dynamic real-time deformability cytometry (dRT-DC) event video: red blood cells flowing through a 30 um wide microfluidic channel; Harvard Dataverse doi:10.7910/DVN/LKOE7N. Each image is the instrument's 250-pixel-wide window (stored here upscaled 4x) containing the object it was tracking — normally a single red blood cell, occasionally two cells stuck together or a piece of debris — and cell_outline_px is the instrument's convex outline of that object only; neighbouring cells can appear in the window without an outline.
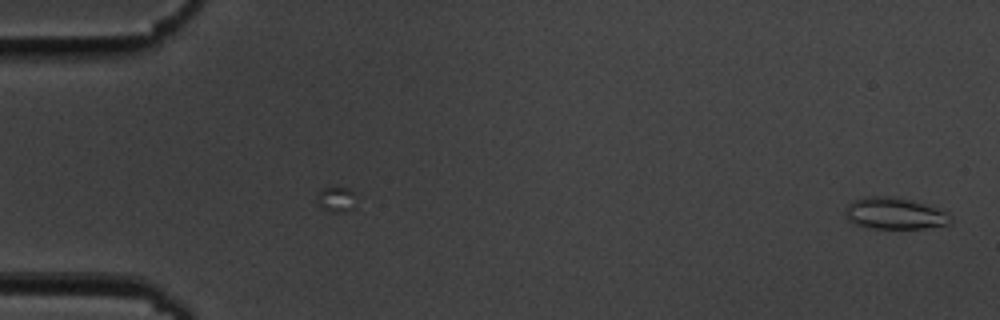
{"species": "common noctule bat (a hibernating species)", "species_latin": "Nyctalus noctula", "temperature_condition": "cold", "stored_images_in_passage": 51, "camera_frame_rate_fps": 3000, "um_per_image_px": 0.085, "animal": {"sex": "male", "body_mass_g": 19.5, "forearm_length_mm": 54.6}, "frame": {"image": 1, "passage_image": 1, "time_ms": 0.0, "image_size_px": [1000, 320], "cell_outline_px": [[952, 220], [948, 224], [924, 228], [864, 228], [848, 220], [844, 212], [848, 204], [852, 200], [864, 196], [896, 196], [912, 200], [948, 212], [952, 216]], "centroid_in_image_um": [76.01, 18.13], "position_along_channel_um": 9.0, "area_um2": 19.59}}
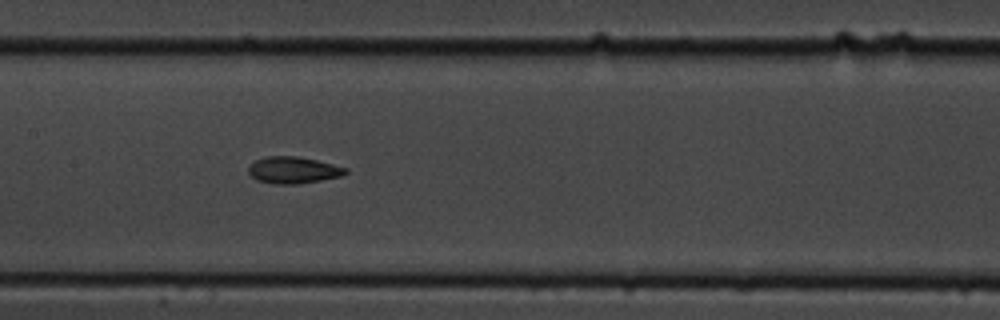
{"frame": {"image": 2, "passage_image": 27, "time_ms": 8.667, "image_size_px": [1000, 320], "cell_outline_px": [[348, 172], [344, 176], [296, 184], [272, 184], [256, 180], [248, 172], [248, 164], [256, 160], [268, 156], [296, 156], [316, 160], [348, 168]], "centroid_in_image_um": [24.92, 14.46], "position_along_channel_um": 182.5, "area_um2": 15.2}}
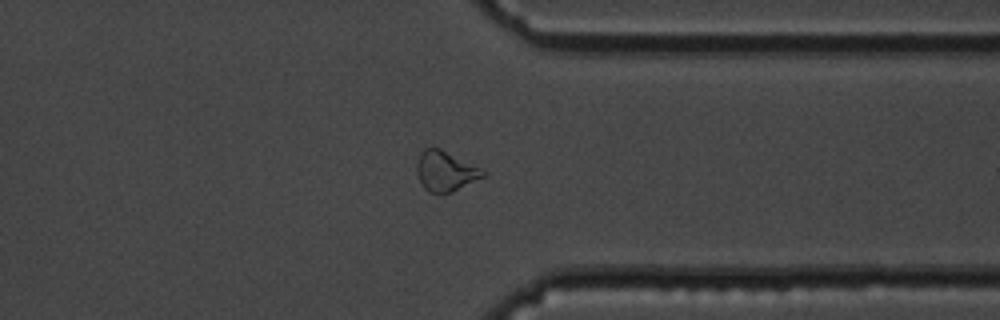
{"frame": {"image": 3, "passage_image": 43, "time_ms": 14.0, "image_size_px": [1000, 320], "cell_outline_px": [[488, 172], [484, 176], [452, 192], [428, 192], [424, 188], [416, 172], [416, 164], [420, 152], [424, 148], [440, 148]], "centroid_in_image_um": [37.84, 14.53], "position_along_channel_um": 373.6, "area_um2": 15.26}, "authors_computed_cell_mechanics": {"area_um2": 15.606, "velocity_mm_per_s": 3.619, "shape_relaxation_time_tau1_ms": 5.1884, "shape_relaxation_time_tau2_ms": 3.2088, "deformation_change_tau1": 0.1409, "deformation_change_tau2": 0.0837}}